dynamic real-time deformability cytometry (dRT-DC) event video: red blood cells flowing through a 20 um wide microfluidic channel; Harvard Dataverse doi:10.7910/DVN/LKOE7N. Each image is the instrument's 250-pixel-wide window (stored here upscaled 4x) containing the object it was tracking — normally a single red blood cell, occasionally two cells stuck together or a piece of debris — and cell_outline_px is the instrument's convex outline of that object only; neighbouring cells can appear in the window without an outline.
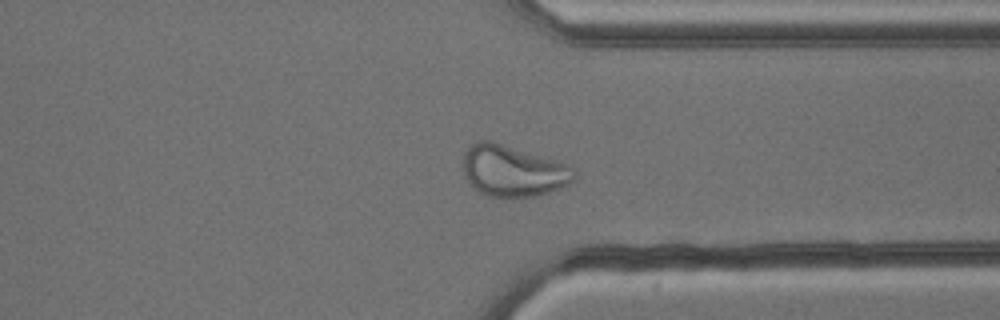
{"species": "common noctule bat (a hibernating species)", "species_latin": "Nyctalus noctula", "temperature_condition": "cold", "stored_images_in_passage": 47, "camera_frame_rate_fps": 3000, "um_per_image_px": 0.085, "animal": {"sex": "male", "body_mass_g": 13.3}, "frame": {"image": 1, "passage_image": 34, "time_ms": 11.0, "image_size_px": [1000, 320], "cell_outline_px": [[576, 180], [564, 188], [532, 196], [488, 196], [480, 192], [468, 180], [464, 172], [464, 152], [468, 144], [480, 140], [492, 140], [556, 160], [572, 168], [576, 172]], "centroid_in_image_um": [43.62, 14.5], "position_along_channel_um": 367.8, "area_um2": 33.12}}
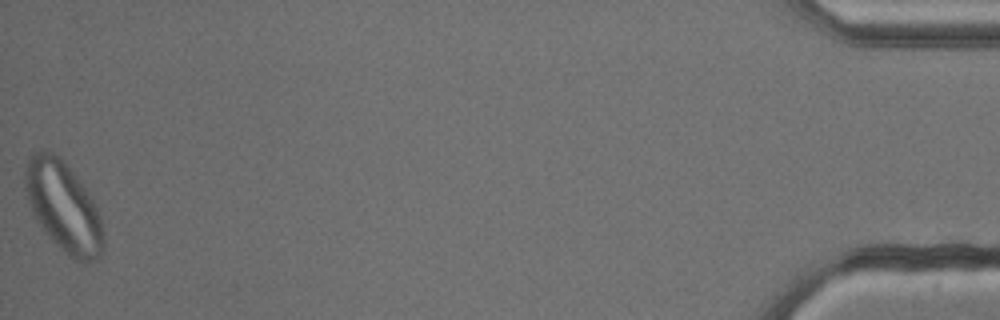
{"frame": {"image": 2, "passage_image": 47, "time_ms": 15.333, "image_size_px": [1000, 320], "cell_outline_px": [[104, 248], [100, 260], [72, 260], [48, 236], [36, 220], [28, 204], [24, 188], [24, 172], [28, 156], [32, 152], [40, 148], [52, 152], [84, 184], [92, 196], [100, 216], [104, 236]], "centroid_in_image_um": [5.38, 17.57], "position_along_channel_um": 429.8, "area_um2": 41.5}}